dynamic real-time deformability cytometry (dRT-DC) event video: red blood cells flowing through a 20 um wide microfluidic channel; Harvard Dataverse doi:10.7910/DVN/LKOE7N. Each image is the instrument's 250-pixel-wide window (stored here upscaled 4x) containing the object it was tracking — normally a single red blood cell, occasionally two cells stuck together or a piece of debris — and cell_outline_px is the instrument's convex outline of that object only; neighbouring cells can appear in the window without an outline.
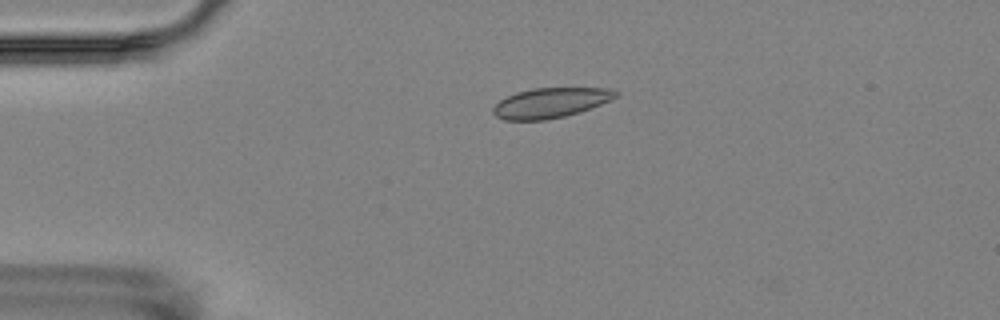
{"species": "Egyptian fruit bat (a non-hibernating species)", "species_latin": "Rousettus aegyptiacus", "temperature_condition": "room temperature", "stored_images_in_passage": 3, "camera_frame_rate_fps": 3000, "um_per_image_px": 0.085, "animal": {"sex": "female"}, "frame": {"image": 1, "passage_image": 2, "time_ms": 2.0, "image_size_px": [1000, 320], "cell_outline_px": [[620, 96], [612, 100], [580, 112], [564, 116], [544, 120], [504, 120], [496, 116], [492, 112], [492, 108], [500, 100], [516, 92], [532, 88], [608, 88], [620, 92]], "centroid_in_image_um": [46.83, 8.73], "position_along_channel_um": 38.2, "area_um2": 21.56}}